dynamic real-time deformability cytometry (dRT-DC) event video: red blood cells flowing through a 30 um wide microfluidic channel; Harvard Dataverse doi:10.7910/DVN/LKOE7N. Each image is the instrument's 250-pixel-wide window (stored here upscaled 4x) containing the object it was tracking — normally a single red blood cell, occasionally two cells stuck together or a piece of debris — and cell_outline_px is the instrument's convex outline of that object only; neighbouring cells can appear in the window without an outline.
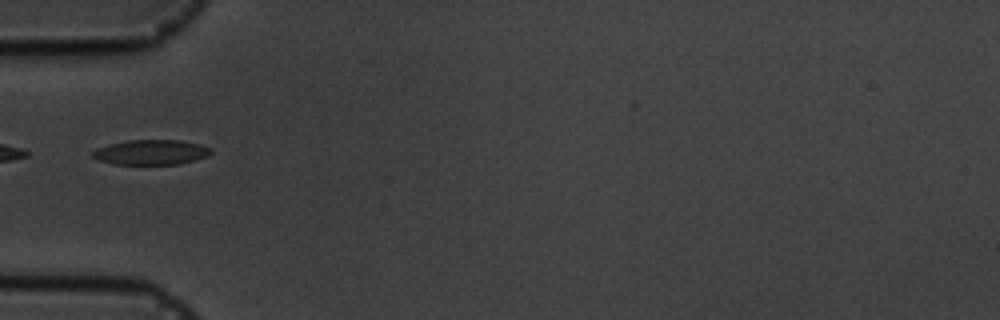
{"species": "common noctule bat (a hibernating species)", "species_latin": "Nyctalus noctula", "temperature_condition": "cold", "stored_images_in_passage": 10, "camera_frame_rate_fps": 3000, "um_per_image_px": 0.085, "animal": {"sex": "male", "body_mass_g": 19.5, "forearm_length_mm": 54.6}, "frame": {"image": 1, "passage_image": 5, "time_ms": 4.333, "image_size_px": [1000, 320], "cell_outline_px": [[212, 152], [208, 156], [196, 160], [180, 164], [116, 164], [100, 160], [92, 156], [92, 152], [96, 148], [108, 144], [128, 140], [180, 140], [200, 144], [212, 148]], "centroid_in_image_um": [12.88, 12.93], "position_along_channel_um": 72.1, "area_um2": 17.28}}
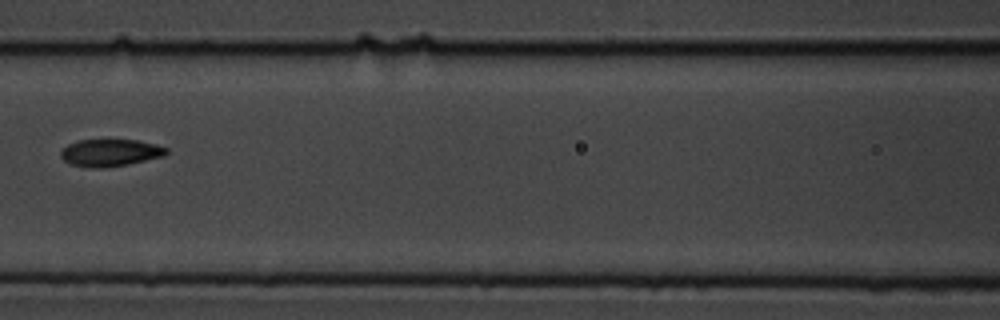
{"frame": {"image": 2, "passage_image": 7, "time_ms": 6.667, "image_size_px": [1000, 320], "cell_outline_px": [[168, 152], [164, 156], [128, 164], [104, 168], [88, 168], [68, 164], [60, 156], [60, 152], [68, 144], [80, 140], [136, 140], [156, 144], [168, 148]], "centroid_in_image_um": [9.36, 12.99], "position_along_channel_um": 157.2, "area_um2": 16.82}}
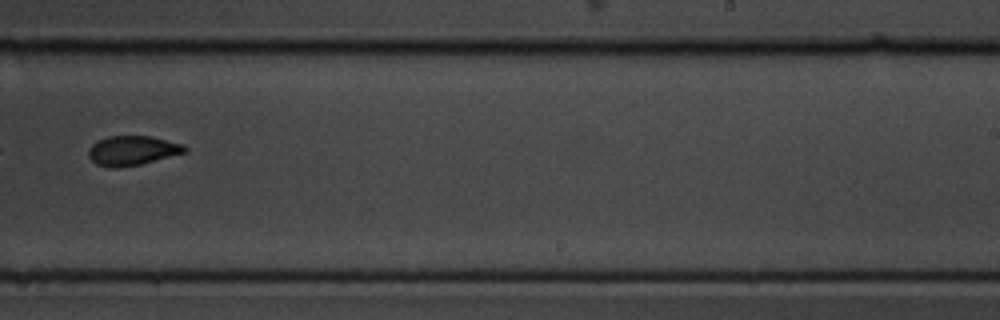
{"frame": {"image": 3, "passage_image": 10, "time_ms": 10.0, "image_size_px": [1000, 320], "cell_outline_px": [[188, 152], [140, 164], [116, 168], [108, 168], [96, 164], [88, 156], [88, 148], [92, 144], [108, 136], [148, 136], [184, 144], [188, 148]], "centroid_in_image_um": [11.25, 12.8], "position_along_channel_um": 277.7, "area_um2": 16.59}}